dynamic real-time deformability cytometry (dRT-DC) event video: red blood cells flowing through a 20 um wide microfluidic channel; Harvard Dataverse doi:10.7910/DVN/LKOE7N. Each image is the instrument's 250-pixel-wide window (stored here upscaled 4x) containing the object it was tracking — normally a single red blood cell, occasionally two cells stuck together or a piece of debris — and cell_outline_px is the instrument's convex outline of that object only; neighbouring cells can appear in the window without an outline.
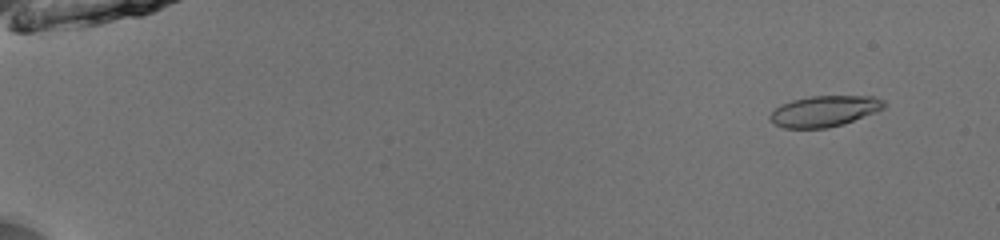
{"species": "common noctule bat (a hibernating species)", "species_latin": "Nyctalus noctula", "temperature_condition": "room temperature", "stored_images_in_passage": 53, "camera_frame_rate_fps": 3000, "um_per_image_px": 0.085, "animal": {"sex": "male", "body_mass_g": 13.0, "forearm_length_mm": 53.1}, "frame": {"image": 1, "passage_image": 5, "time_ms": 1.333, "image_size_px": [1000, 240], "cell_outline_px": [[888, 104], [884, 108], [876, 112], [844, 124], [828, 128], [784, 128], [776, 124], [768, 116], [776, 108], [792, 100], [812, 96], [872, 96], [884, 100]], "centroid_in_image_um": [70.13, 9.45], "position_along_channel_um": 14.9, "area_um2": 20.46}}
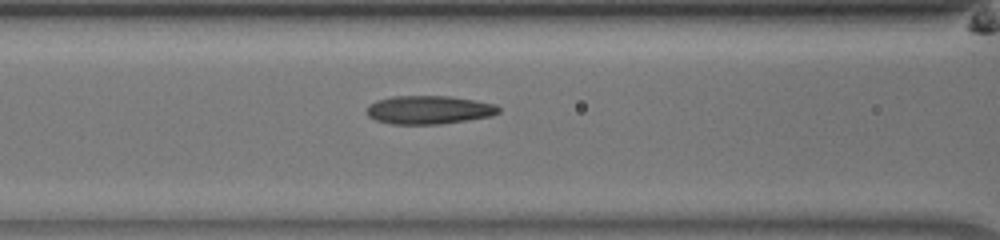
{"frame": {"image": 2, "passage_image": 25, "time_ms": 8.0, "image_size_px": [1000, 240], "cell_outline_px": [[500, 112], [492, 116], [468, 120], [440, 124], [392, 124], [376, 120], [368, 116], [368, 104], [376, 100], [392, 96], [448, 96], [496, 104], [500, 108]], "centroid_in_image_um": [36.46, 9.34], "position_along_channel_um": 130.1, "area_um2": 21.85}}
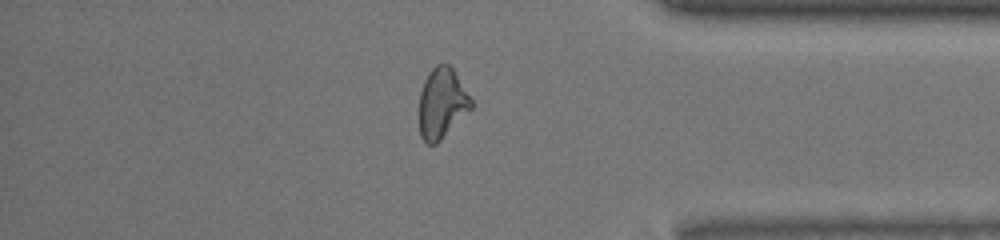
{"frame": {"image": 3, "passage_image": 46, "time_ms": 15.0, "image_size_px": [1000, 240], "cell_outline_px": [[472, 108], [436, 144], [428, 144], [420, 136], [420, 92], [424, 80], [428, 72], [436, 64], [448, 64], [452, 68], [472, 100]], "centroid_in_image_um": [37.55, 8.77], "position_along_channel_um": 397.6, "area_um2": 20.98}, "authors_computed_cell_mechanics": {"area_um2": 21.0392, "velocity_mm_per_s": 4.0018, "shape_relaxation_time_tau1_ms": null, "shape_relaxation_time_tau2_ms": 2.3769, "deformation_change_tau1": null, "deformation_change_tau2": 0.1053}}